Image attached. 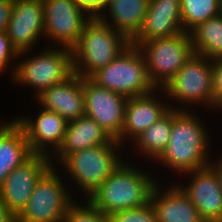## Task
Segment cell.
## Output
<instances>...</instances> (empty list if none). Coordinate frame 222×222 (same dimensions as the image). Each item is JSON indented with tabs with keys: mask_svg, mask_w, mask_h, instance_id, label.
<instances>
[{
	"mask_svg": "<svg viewBox=\"0 0 222 222\" xmlns=\"http://www.w3.org/2000/svg\"><path fill=\"white\" fill-rule=\"evenodd\" d=\"M173 106L172 130L166 149L156 160L171 171L188 173L209 165L208 131L193 111ZM205 128V129H204ZM208 159V160H207Z\"/></svg>",
	"mask_w": 222,
	"mask_h": 222,
	"instance_id": "obj_1",
	"label": "cell"
},
{
	"mask_svg": "<svg viewBox=\"0 0 222 222\" xmlns=\"http://www.w3.org/2000/svg\"><path fill=\"white\" fill-rule=\"evenodd\" d=\"M122 162L102 185L88 198L100 211L107 215L120 210L143 206L157 180L147 171Z\"/></svg>",
	"mask_w": 222,
	"mask_h": 222,
	"instance_id": "obj_2",
	"label": "cell"
},
{
	"mask_svg": "<svg viewBox=\"0 0 222 222\" xmlns=\"http://www.w3.org/2000/svg\"><path fill=\"white\" fill-rule=\"evenodd\" d=\"M130 44L127 37L93 16L72 48L74 73L81 78H90Z\"/></svg>",
	"mask_w": 222,
	"mask_h": 222,
	"instance_id": "obj_3",
	"label": "cell"
},
{
	"mask_svg": "<svg viewBox=\"0 0 222 222\" xmlns=\"http://www.w3.org/2000/svg\"><path fill=\"white\" fill-rule=\"evenodd\" d=\"M90 78L99 86L127 98L159 90L150 80L143 53L133 44Z\"/></svg>",
	"mask_w": 222,
	"mask_h": 222,
	"instance_id": "obj_4",
	"label": "cell"
},
{
	"mask_svg": "<svg viewBox=\"0 0 222 222\" xmlns=\"http://www.w3.org/2000/svg\"><path fill=\"white\" fill-rule=\"evenodd\" d=\"M55 47H47L20 63L15 62L11 79L19 85L34 87L36 97L53 85L64 82L74 73L72 49Z\"/></svg>",
	"mask_w": 222,
	"mask_h": 222,
	"instance_id": "obj_5",
	"label": "cell"
},
{
	"mask_svg": "<svg viewBox=\"0 0 222 222\" xmlns=\"http://www.w3.org/2000/svg\"><path fill=\"white\" fill-rule=\"evenodd\" d=\"M121 147L118 141L92 146L70 153L60 162L88 199L122 163L118 153Z\"/></svg>",
	"mask_w": 222,
	"mask_h": 222,
	"instance_id": "obj_6",
	"label": "cell"
},
{
	"mask_svg": "<svg viewBox=\"0 0 222 222\" xmlns=\"http://www.w3.org/2000/svg\"><path fill=\"white\" fill-rule=\"evenodd\" d=\"M131 44L143 53L150 80L157 89H163L194 54L187 32Z\"/></svg>",
	"mask_w": 222,
	"mask_h": 222,
	"instance_id": "obj_7",
	"label": "cell"
},
{
	"mask_svg": "<svg viewBox=\"0 0 222 222\" xmlns=\"http://www.w3.org/2000/svg\"><path fill=\"white\" fill-rule=\"evenodd\" d=\"M54 168L52 165L37 181L17 222H64L74 196L67 191L62 176Z\"/></svg>",
	"mask_w": 222,
	"mask_h": 222,
	"instance_id": "obj_8",
	"label": "cell"
},
{
	"mask_svg": "<svg viewBox=\"0 0 222 222\" xmlns=\"http://www.w3.org/2000/svg\"><path fill=\"white\" fill-rule=\"evenodd\" d=\"M162 90L165 98L176 99L182 106L201 104L217 109L213 105L212 60L193 54Z\"/></svg>",
	"mask_w": 222,
	"mask_h": 222,
	"instance_id": "obj_9",
	"label": "cell"
},
{
	"mask_svg": "<svg viewBox=\"0 0 222 222\" xmlns=\"http://www.w3.org/2000/svg\"><path fill=\"white\" fill-rule=\"evenodd\" d=\"M44 36L72 49L93 15L75 0H43Z\"/></svg>",
	"mask_w": 222,
	"mask_h": 222,
	"instance_id": "obj_10",
	"label": "cell"
},
{
	"mask_svg": "<svg viewBox=\"0 0 222 222\" xmlns=\"http://www.w3.org/2000/svg\"><path fill=\"white\" fill-rule=\"evenodd\" d=\"M53 163V156L34 153L5 178L0 187V199L16 217L26 207L37 181Z\"/></svg>",
	"mask_w": 222,
	"mask_h": 222,
	"instance_id": "obj_11",
	"label": "cell"
},
{
	"mask_svg": "<svg viewBox=\"0 0 222 222\" xmlns=\"http://www.w3.org/2000/svg\"><path fill=\"white\" fill-rule=\"evenodd\" d=\"M85 114L95 120L112 139H117L124 125L127 97L83 78Z\"/></svg>",
	"mask_w": 222,
	"mask_h": 222,
	"instance_id": "obj_12",
	"label": "cell"
},
{
	"mask_svg": "<svg viewBox=\"0 0 222 222\" xmlns=\"http://www.w3.org/2000/svg\"><path fill=\"white\" fill-rule=\"evenodd\" d=\"M6 33L21 60L44 36L43 0H14Z\"/></svg>",
	"mask_w": 222,
	"mask_h": 222,
	"instance_id": "obj_13",
	"label": "cell"
},
{
	"mask_svg": "<svg viewBox=\"0 0 222 222\" xmlns=\"http://www.w3.org/2000/svg\"><path fill=\"white\" fill-rule=\"evenodd\" d=\"M191 182L188 186L178 184L191 200L205 222H222V187L219 177L209 164L188 173Z\"/></svg>",
	"mask_w": 222,
	"mask_h": 222,
	"instance_id": "obj_14",
	"label": "cell"
},
{
	"mask_svg": "<svg viewBox=\"0 0 222 222\" xmlns=\"http://www.w3.org/2000/svg\"><path fill=\"white\" fill-rule=\"evenodd\" d=\"M39 110L36 118L18 117L15 120L23 127L31 151L51 156L62 145L68 121L56 112Z\"/></svg>",
	"mask_w": 222,
	"mask_h": 222,
	"instance_id": "obj_15",
	"label": "cell"
},
{
	"mask_svg": "<svg viewBox=\"0 0 222 222\" xmlns=\"http://www.w3.org/2000/svg\"><path fill=\"white\" fill-rule=\"evenodd\" d=\"M182 32L180 0H150L144 24L131 43H144Z\"/></svg>",
	"mask_w": 222,
	"mask_h": 222,
	"instance_id": "obj_16",
	"label": "cell"
},
{
	"mask_svg": "<svg viewBox=\"0 0 222 222\" xmlns=\"http://www.w3.org/2000/svg\"><path fill=\"white\" fill-rule=\"evenodd\" d=\"M42 109L56 112L71 121L85 114L83 78L73 73L64 82L55 84L35 97Z\"/></svg>",
	"mask_w": 222,
	"mask_h": 222,
	"instance_id": "obj_17",
	"label": "cell"
},
{
	"mask_svg": "<svg viewBox=\"0 0 222 222\" xmlns=\"http://www.w3.org/2000/svg\"><path fill=\"white\" fill-rule=\"evenodd\" d=\"M155 95L157 94L153 91L147 95L127 99L123 129L116 139L122 146L127 139L133 142L172 106L163 104V101L161 102Z\"/></svg>",
	"mask_w": 222,
	"mask_h": 222,
	"instance_id": "obj_18",
	"label": "cell"
},
{
	"mask_svg": "<svg viewBox=\"0 0 222 222\" xmlns=\"http://www.w3.org/2000/svg\"><path fill=\"white\" fill-rule=\"evenodd\" d=\"M160 187L157 182L150 195L158 222H205L178 185L172 184L164 190Z\"/></svg>",
	"mask_w": 222,
	"mask_h": 222,
	"instance_id": "obj_19",
	"label": "cell"
},
{
	"mask_svg": "<svg viewBox=\"0 0 222 222\" xmlns=\"http://www.w3.org/2000/svg\"><path fill=\"white\" fill-rule=\"evenodd\" d=\"M117 140L110 135L91 117L84 114L81 117L68 121L62 145L53 155L56 161H62L68 154L92 146L114 144Z\"/></svg>",
	"mask_w": 222,
	"mask_h": 222,
	"instance_id": "obj_20",
	"label": "cell"
},
{
	"mask_svg": "<svg viewBox=\"0 0 222 222\" xmlns=\"http://www.w3.org/2000/svg\"><path fill=\"white\" fill-rule=\"evenodd\" d=\"M149 2L150 0H109L97 17L132 41L144 24ZM106 10L111 15V21L102 13Z\"/></svg>",
	"mask_w": 222,
	"mask_h": 222,
	"instance_id": "obj_21",
	"label": "cell"
},
{
	"mask_svg": "<svg viewBox=\"0 0 222 222\" xmlns=\"http://www.w3.org/2000/svg\"><path fill=\"white\" fill-rule=\"evenodd\" d=\"M34 153L23 127L14 119L0 128V187L5 178Z\"/></svg>",
	"mask_w": 222,
	"mask_h": 222,
	"instance_id": "obj_22",
	"label": "cell"
},
{
	"mask_svg": "<svg viewBox=\"0 0 222 222\" xmlns=\"http://www.w3.org/2000/svg\"><path fill=\"white\" fill-rule=\"evenodd\" d=\"M173 123V107L148 127L135 140L134 144L139 153L149 156L148 159L157 160L169 143Z\"/></svg>",
	"mask_w": 222,
	"mask_h": 222,
	"instance_id": "obj_23",
	"label": "cell"
},
{
	"mask_svg": "<svg viewBox=\"0 0 222 222\" xmlns=\"http://www.w3.org/2000/svg\"><path fill=\"white\" fill-rule=\"evenodd\" d=\"M189 35L194 54L211 60L222 57V14L198 24Z\"/></svg>",
	"mask_w": 222,
	"mask_h": 222,
	"instance_id": "obj_24",
	"label": "cell"
},
{
	"mask_svg": "<svg viewBox=\"0 0 222 222\" xmlns=\"http://www.w3.org/2000/svg\"><path fill=\"white\" fill-rule=\"evenodd\" d=\"M182 29L189 33L198 24L221 14L222 0H180Z\"/></svg>",
	"mask_w": 222,
	"mask_h": 222,
	"instance_id": "obj_25",
	"label": "cell"
},
{
	"mask_svg": "<svg viewBox=\"0 0 222 222\" xmlns=\"http://www.w3.org/2000/svg\"><path fill=\"white\" fill-rule=\"evenodd\" d=\"M79 205L75 200L70 204L64 222H112L110 215L100 211L89 199ZM77 203V204H76Z\"/></svg>",
	"mask_w": 222,
	"mask_h": 222,
	"instance_id": "obj_26",
	"label": "cell"
},
{
	"mask_svg": "<svg viewBox=\"0 0 222 222\" xmlns=\"http://www.w3.org/2000/svg\"><path fill=\"white\" fill-rule=\"evenodd\" d=\"M110 218L112 222H158L150 201L143 206L116 211Z\"/></svg>",
	"mask_w": 222,
	"mask_h": 222,
	"instance_id": "obj_27",
	"label": "cell"
},
{
	"mask_svg": "<svg viewBox=\"0 0 222 222\" xmlns=\"http://www.w3.org/2000/svg\"><path fill=\"white\" fill-rule=\"evenodd\" d=\"M212 90L213 105L219 111L222 107V57L212 60Z\"/></svg>",
	"mask_w": 222,
	"mask_h": 222,
	"instance_id": "obj_28",
	"label": "cell"
},
{
	"mask_svg": "<svg viewBox=\"0 0 222 222\" xmlns=\"http://www.w3.org/2000/svg\"><path fill=\"white\" fill-rule=\"evenodd\" d=\"M19 53L12 46L6 31L0 32V73L9 68L12 59L17 60Z\"/></svg>",
	"mask_w": 222,
	"mask_h": 222,
	"instance_id": "obj_29",
	"label": "cell"
},
{
	"mask_svg": "<svg viewBox=\"0 0 222 222\" xmlns=\"http://www.w3.org/2000/svg\"><path fill=\"white\" fill-rule=\"evenodd\" d=\"M14 0H0V32L6 31L13 10Z\"/></svg>",
	"mask_w": 222,
	"mask_h": 222,
	"instance_id": "obj_30",
	"label": "cell"
},
{
	"mask_svg": "<svg viewBox=\"0 0 222 222\" xmlns=\"http://www.w3.org/2000/svg\"><path fill=\"white\" fill-rule=\"evenodd\" d=\"M81 3L93 16H97L109 0H75Z\"/></svg>",
	"mask_w": 222,
	"mask_h": 222,
	"instance_id": "obj_31",
	"label": "cell"
},
{
	"mask_svg": "<svg viewBox=\"0 0 222 222\" xmlns=\"http://www.w3.org/2000/svg\"><path fill=\"white\" fill-rule=\"evenodd\" d=\"M0 222H17V217L2 203L1 199Z\"/></svg>",
	"mask_w": 222,
	"mask_h": 222,
	"instance_id": "obj_32",
	"label": "cell"
},
{
	"mask_svg": "<svg viewBox=\"0 0 222 222\" xmlns=\"http://www.w3.org/2000/svg\"><path fill=\"white\" fill-rule=\"evenodd\" d=\"M217 162L214 163L210 161V165L213 167V169L215 170V172L217 173L218 177H219V181H220V185L222 187V156L219 157V160H216Z\"/></svg>",
	"mask_w": 222,
	"mask_h": 222,
	"instance_id": "obj_33",
	"label": "cell"
},
{
	"mask_svg": "<svg viewBox=\"0 0 222 222\" xmlns=\"http://www.w3.org/2000/svg\"><path fill=\"white\" fill-rule=\"evenodd\" d=\"M4 124H5V122H4V123L1 122V123H0V128H1Z\"/></svg>",
	"mask_w": 222,
	"mask_h": 222,
	"instance_id": "obj_34",
	"label": "cell"
}]
</instances>
